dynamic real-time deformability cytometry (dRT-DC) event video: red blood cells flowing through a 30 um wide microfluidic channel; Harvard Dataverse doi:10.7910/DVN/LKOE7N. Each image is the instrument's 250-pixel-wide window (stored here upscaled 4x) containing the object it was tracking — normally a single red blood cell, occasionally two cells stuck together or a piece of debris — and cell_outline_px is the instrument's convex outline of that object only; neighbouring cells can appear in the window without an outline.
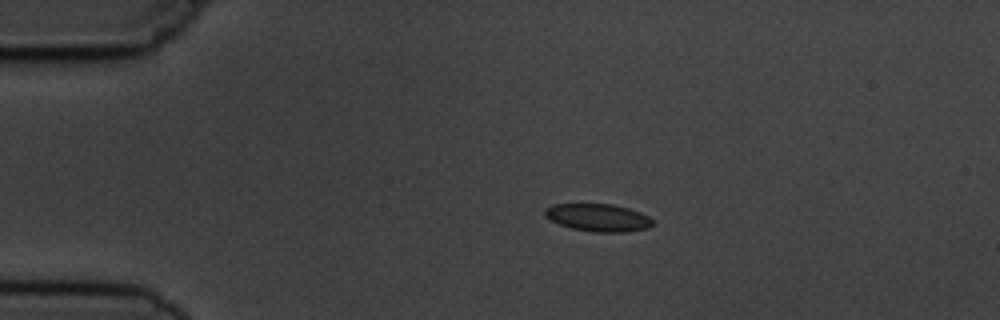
{"species": "common noctule bat (a hibernating species)", "species_latin": "Nyctalus noctula", "temperature_condition": "cold", "stored_images_in_passage": 7, "camera_frame_rate_fps": 3000, "um_per_image_px": 0.085, "animal": {"sex": "male", "body_mass_g": 19.5, "forearm_length_mm": 54.6}, "frame": {"image": 1, "passage_image": 3, "time_ms": 2.333, "image_size_px": [1000, 320], "cell_outline_px": [[652, 224], [648, 228], [624, 232], [592, 232], [572, 228], [560, 224], [544, 216], [544, 208], [552, 204], [612, 204], [628, 208], [640, 212], [648, 216], [652, 220]], "centroid_in_image_um": [50.82, 18.49], "position_along_channel_um": 34.2, "area_um2": 17.28}}
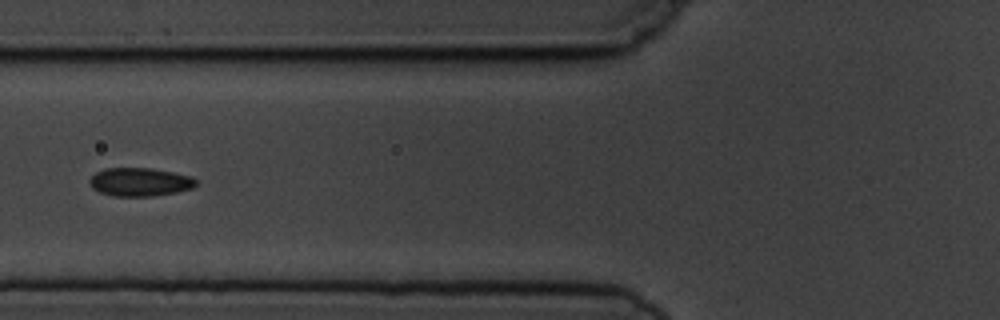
{"frame": {"image": 2, "passage_image": 6, "time_ms": 5.667, "image_size_px": [1000, 320], "cell_outline_px": [[196, 184], [192, 188], [176, 192], [152, 196], [112, 196], [100, 192], [92, 188], [88, 184], [88, 180], [96, 172], [104, 168], [152, 168], [192, 176], [196, 180]], "centroid_in_image_um": [11.85, 15.46], "position_along_channel_um": 113.9, "area_um2": 17.69}}
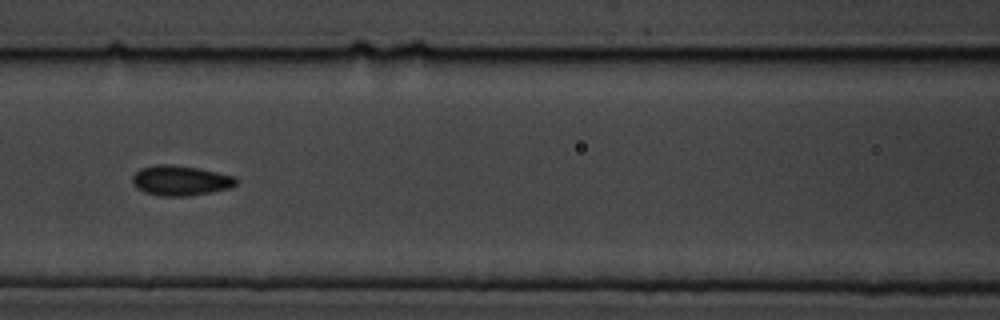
{"frame": {"image": 3, "passage_image": 7, "time_ms": 6.667, "image_size_px": [1000, 320], "cell_outline_px": [[236, 184], [228, 188], [212, 192], [188, 196], [160, 196], [144, 192], [136, 188], [132, 180], [132, 176], [140, 168], [156, 164], [172, 164], [196, 168], [216, 172], [232, 176], [236, 180]], "centroid_in_image_um": [15.28, 15.35], "position_along_channel_um": 151.3, "area_um2": 18.03}}